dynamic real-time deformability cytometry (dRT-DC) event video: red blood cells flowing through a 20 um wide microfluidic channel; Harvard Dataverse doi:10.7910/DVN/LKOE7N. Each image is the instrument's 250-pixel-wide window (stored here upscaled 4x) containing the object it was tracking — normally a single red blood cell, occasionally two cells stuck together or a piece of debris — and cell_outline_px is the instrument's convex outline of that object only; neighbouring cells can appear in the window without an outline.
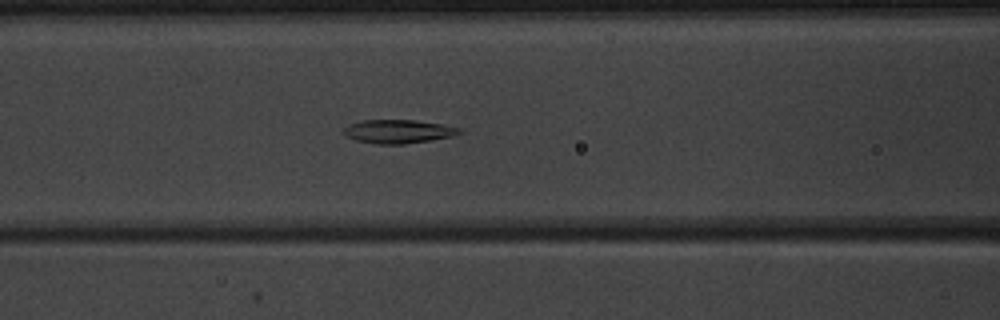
{"species": "common noctule bat (a hibernating species)", "species_latin": "Nyctalus noctula", "temperature_condition": "warm", "stored_images_in_passage": 47, "camera_frame_rate_fps": 3000, "um_per_image_px": 0.085, "animal": {"sex": "male", "body_mass_g": 20.1, "forearm_length_mm": 53.5}, "frame": {"image": 1, "passage_image": 18, "time_ms": 5.667, "image_size_px": [1000, 320], "cell_outline_px": [[464, 132], [452, 136], [404, 144], [376, 144], [356, 140], [348, 136], [344, 132], [344, 128], [348, 124], [360, 120], [416, 120], [464, 128]], "centroid_in_image_um": [33.88, 11.16], "position_along_channel_um": 132.7, "area_um2": 15.9}}
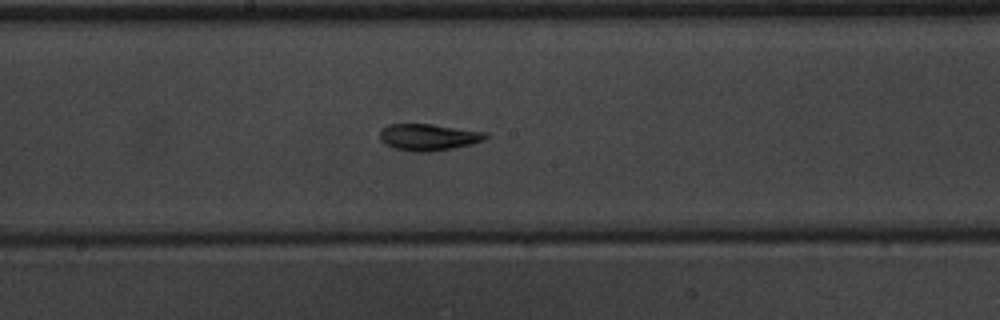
{"frame": {"image": 2, "passage_image": 24, "time_ms": 7.667, "image_size_px": [1000, 320], "cell_outline_px": [[488, 136], [484, 140], [472, 144], [452, 148], [428, 152], [412, 152], [396, 148], [380, 140], [380, 132], [388, 124], [432, 124], [488, 132]], "centroid_in_image_um": [36.46, 11.65], "position_along_channel_um": 211.7, "area_um2": 16.36}}
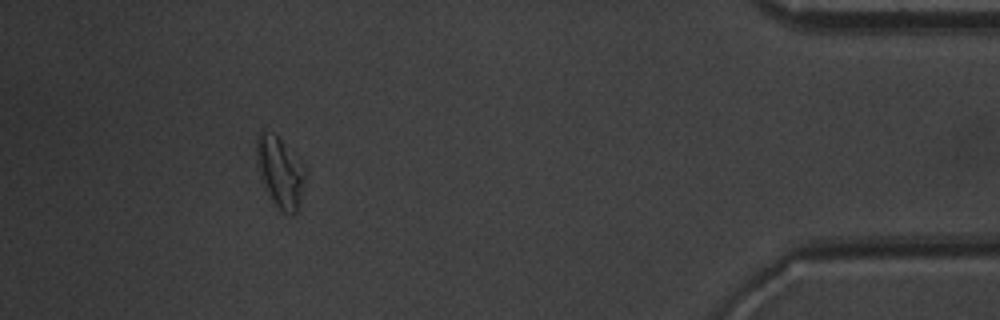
{"frame": {"image": 3, "passage_image": 43, "time_ms": 14.0, "image_size_px": [1000, 320], "cell_outline_px": [[308, 172], [300, 204], [296, 212], [292, 216], [288, 216], [280, 212], [272, 200], [260, 176], [256, 164], [256, 136], [264, 128], [272, 132], [304, 164]], "centroid_in_image_um": [23.83, 14.65], "position_along_channel_um": 411.4, "area_um2": 20.58}, "authors_computed_cell_mechanics": {"area_um2": 16.5886, "velocity_mm_per_s": 3.9626, "shape_relaxation_time_tau1_ms": 10.63, "shape_relaxation_time_tau2_ms": 3.3297, "deformation_change_tau1": 0.2459, "deformation_change_tau2": 0.0841}}